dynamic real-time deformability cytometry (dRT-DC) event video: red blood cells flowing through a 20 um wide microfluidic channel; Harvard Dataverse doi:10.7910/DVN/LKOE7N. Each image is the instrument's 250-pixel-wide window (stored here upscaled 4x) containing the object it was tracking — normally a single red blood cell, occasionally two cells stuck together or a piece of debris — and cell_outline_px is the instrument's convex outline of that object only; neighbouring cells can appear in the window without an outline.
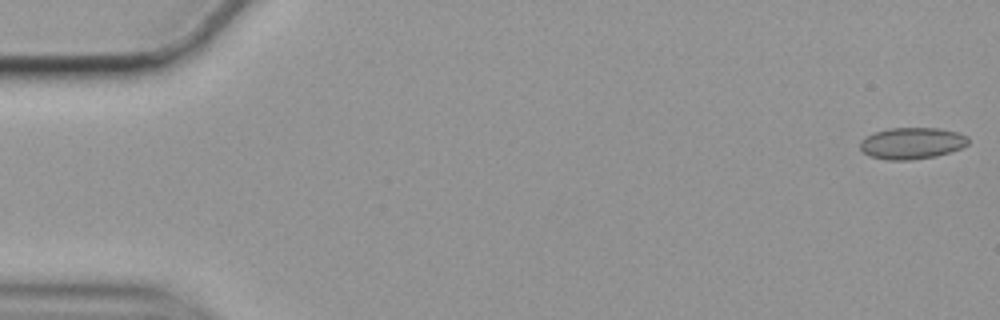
{"species": "common noctule bat (a hibernating species)", "species_latin": "Nyctalus noctula", "temperature_condition": "cold", "stored_images_in_passage": 56, "camera_frame_rate_fps": 3000, "um_per_image_px": 0.085, "animal": {"sex": "female", "body_mass_g": 19.9}, "frame": {"image": 1, "passage_image": 1, "time_ms": 0.0, "image_size_px": [1000, 320], "cell_outline_px": [[968, 144], [960, 148], [936, 156], [912, 160], [888, 160], [868, 156], [860, 148], [860, 140], [864, 136], [888, 128], [940, 128], [960, 132], [968, 136]], "centroid_in_image_um": [77.5, 12.17], "position_along_channel_um": 7.5, "area_um2": 20.06}}
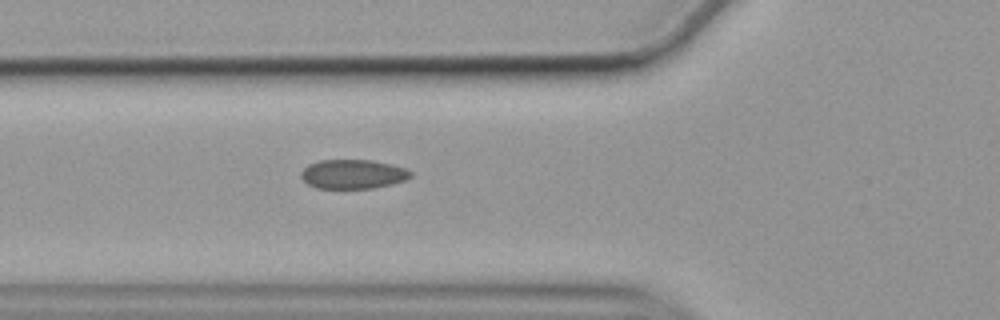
{"frame": {"image": 2, "passage_image": 20, "time_ms": 6.333, "image_size_px": [1000, 320], "cell_outline_px": [[412, 176], [404, 180], [392, 184], [372, 188], [316, 188], [308, 184], [300, 176], [300, 172], [308, 164], [320, 160], [372, 160], [392, 164], [404, 168], [412, 172]], "centroid_in_image_um": [29.99, 14.79], "position_along_channel_um": 95.8, "area_um2": 18.67}}
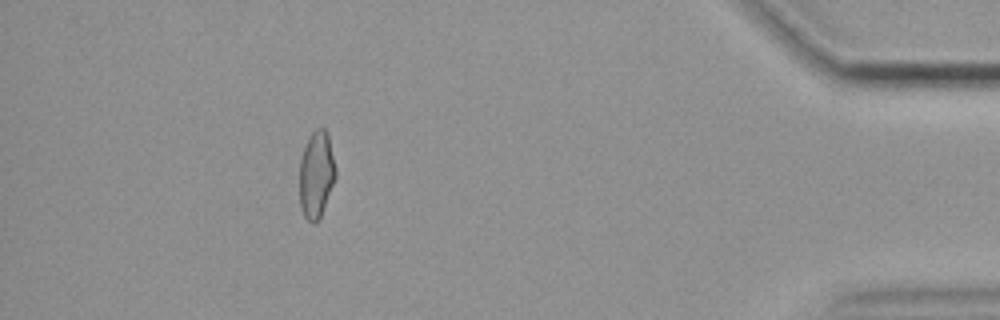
{"frame": {"image": 3, "passage_image": 51, "time_ms": 16.667, "image_size_px": [1000, 320], "cell_outline_px": [[336, 176], [320, 216], [316, 224], [312, 224], [304, 216], [300, 208], [300, 160], [308, 136], [316, 128], [324, 128], [328, 132], [336, 168]], "centroid_in_image_um": [26.89, 14.81], "position_along_channel_um": 408.3, "area_um2": 18.32}, "authors_computed_cell_mechanics": {"area_um2": 19.0162, "velocity_mm_per_s": 3.5352, "shape_relaxation_time_tau1_ms": null, "shape_relaxation_time_tau2_ms": 1.3643, "deformation_change_tau1": null, "deformation_change_tau2": 0.0686}}